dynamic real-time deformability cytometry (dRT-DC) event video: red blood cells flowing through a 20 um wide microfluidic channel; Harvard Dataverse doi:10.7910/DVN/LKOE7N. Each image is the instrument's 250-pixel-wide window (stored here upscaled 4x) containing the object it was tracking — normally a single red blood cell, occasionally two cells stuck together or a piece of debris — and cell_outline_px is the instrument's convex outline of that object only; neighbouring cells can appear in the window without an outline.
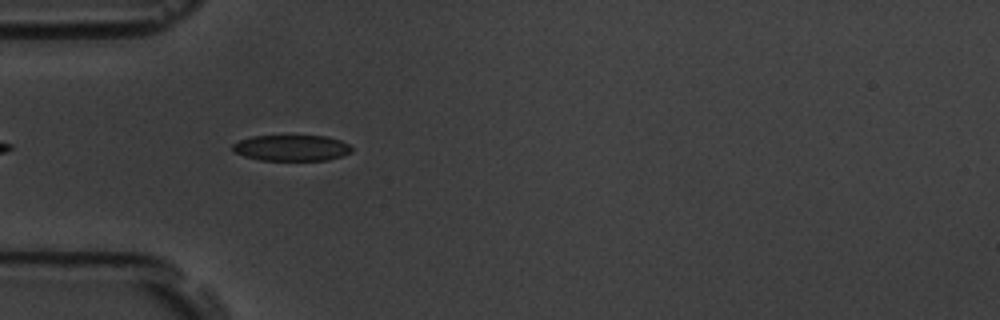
{"species": "common noctule bat (a hibernating species)", "species_latin": "Nyctalus noctula", "temperature_condition": "room temperature", "stored_images_in_passage": 5, "camera_frame_rate_fps": 3000, "um_per_image_px": 0.085, "animal": {"sex": "male", "body_mass_g": 19.5, "forearm_length_mm": 54.6}, "frame": {"image": 1, "passage_image": 4, "time_ms": 1.0, "image_size_px": [1000, 320], "cell_outline_px": [[352, 152], [344, 156], [328, 160], [260, 160], [244, 156], [232, 152], [232, 144], [240, 140], [252, 136], [328, 136], [340, 140], [348, 144], [352, 148]], "centroid_in_image_um": [24.79, 12.58], "position_along_channel_um": 60.2, "area_um2": 18.15}}
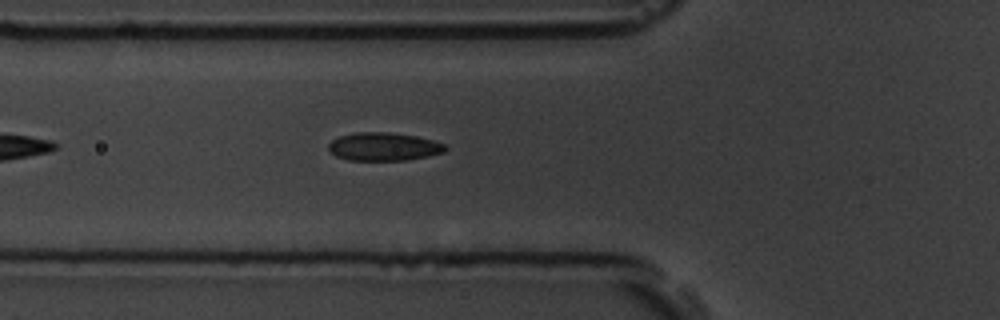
{"frame": {"image": 2, "passage_image": 5, "time_ms": 1.333, "image_size_px": [1000, 320], "cell_outline_px": [[448, 148], [444, 152], [428, 156], [408, 160], [348, 160], [336, 156], [328, 152], [328, 144], [332, 140], [340, 136], [356, 132], [388, 132], [416, 136], [432, 140], [444, 144]], "centroid_in_image_um": [32.59, 12.47], "position_along_channel_um": 93.2, "area_um2": 19.25}}